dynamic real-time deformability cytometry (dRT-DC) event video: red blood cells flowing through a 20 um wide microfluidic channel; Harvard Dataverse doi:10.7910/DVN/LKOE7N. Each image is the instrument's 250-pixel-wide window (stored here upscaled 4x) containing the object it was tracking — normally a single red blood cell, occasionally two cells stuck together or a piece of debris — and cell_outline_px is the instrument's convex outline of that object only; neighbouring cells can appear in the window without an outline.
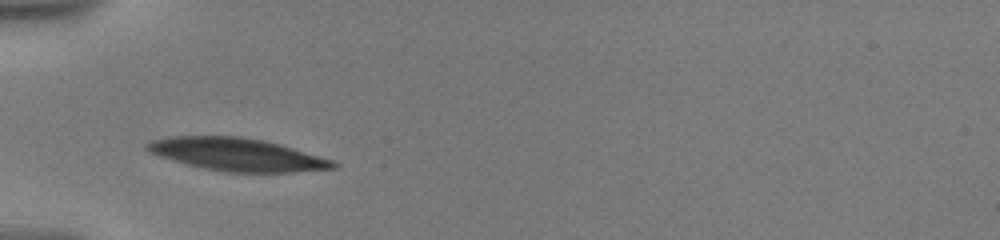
{"species": "human", "species_latin": "Homo sapiens", "temperature_condition": "warm", "stored_images_in_passage": 33, "camera_frame_rate_fps": 3000, "um_per_image_px": 0.085, "donor": {"sex": "male"}, "frame": {"image": 1, "passage_image": 1, "time_ms": 0.0, "image_size_px": [1000, 240], "cell_outline_px": [[340, 164], [336, 168], [292, 172], [228, 172], [204, 168], [188, 164], [160, 156], [144, 148], [144, 144], [148, 140], [168, 136], [240, 136], [264, 140], [280, 144], [336, 160]], "centroid_in_image_um": [20.19, 13.12], "position_along_channel_um": 64.8, "area_um2": 35.66}}
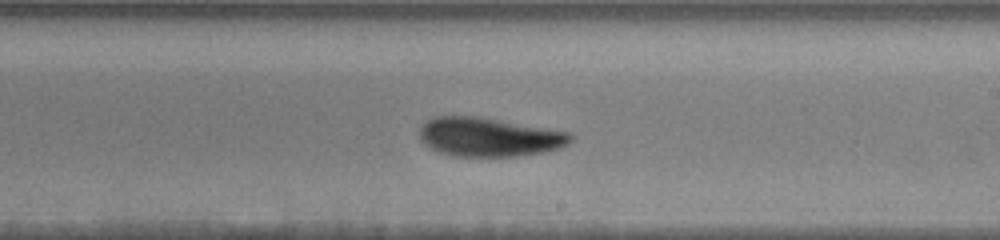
{"frame": {"image": 2, "passage_image": 15, "time_ms": 5.333, "image_size_px": [1000, 240], "cell_outline_px": [[572, 140], [568, 144], [560, 148], [544, 152], [516, 156], [452, 156], [436, 152], [424, 144], [420, 140], [420, 128], [428, 120], [436, 116], [476, 116], [568, 132], [572, 136]], "centroid_in_image_um": [41.53, 11.66], "position_along_channel_um": 247.5, "area_um2": 34.1}}
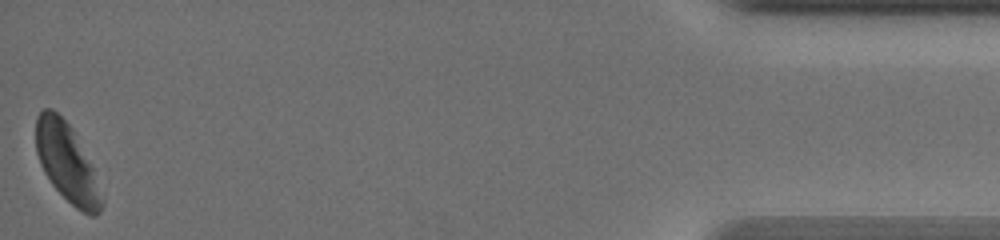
{"frame": {"image": 3, "passage_image": 33, "time_ms": 12.667, "image_size_px": [1000, 240], "cell_outline_px": [[104, 204], [100, 212], [96, 216], [92, 216], [76, 208], [52, 184], [44, 172], [40, 164], [36, 152], [36, 116], [44, 108], [52, 108], [72, 128], [92, 168], [104, 200]], "centroid_in_image_um": [5.67, 13.83], "position_along_channel_um": 429.5, "area_um2": 29.54}, "authors_computed_cell_mechanics": {"area_um2": 34.2176, "velocity_mm_per_s": 3.5153, "shape_relaxation_time_tau1_ms": 3.3616, "shape_relaxation_time_tau2_ms": 4.0707, "deformation_change_tau1": 0.1421, "deformation_change_tau2": 0.1013}}